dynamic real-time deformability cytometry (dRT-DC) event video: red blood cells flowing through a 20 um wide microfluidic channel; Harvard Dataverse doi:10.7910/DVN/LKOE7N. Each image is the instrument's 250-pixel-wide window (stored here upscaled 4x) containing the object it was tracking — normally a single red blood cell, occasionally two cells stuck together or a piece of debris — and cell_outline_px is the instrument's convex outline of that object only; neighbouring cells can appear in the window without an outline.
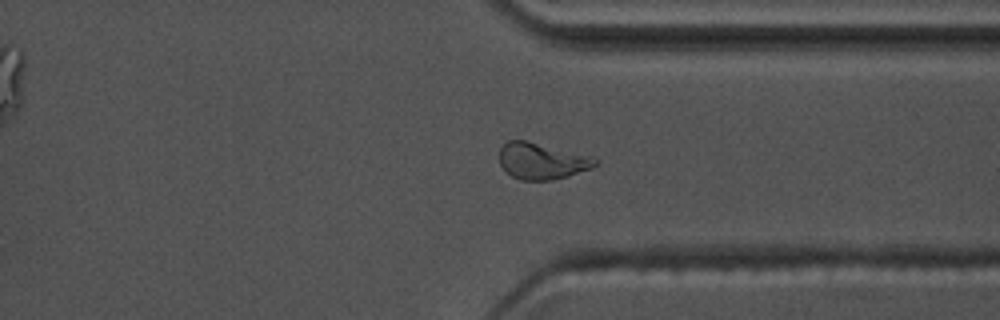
{"species": "common noctule bat (a hibernating species)", "species_latin": "Nyctalus noctula", "temperature_condition": "warm", "stored_images_in_passage": 43, "camera_frame_rate_fps": 3000, "um_per_image_px": 0.085, "animal": {"sex": "male", "body_mass_g": 17.5, "forearm_length_mm": 52.3}, "frame": {"image": 1, "passage_image": 29, "time_ms": 9.333, "image_size_px": [1000, 320], "cell_outline_px": [[600, 160], [592, 168], [552, 180], [520, 180], [512, 176], [500, 164], [500, 148], [508, 140], [524, 140], [592, 156]], "centroid_in_image_um": [46.06, 13.68], "position_along_channel_um": 365.3, "area_um2": 20.06}}
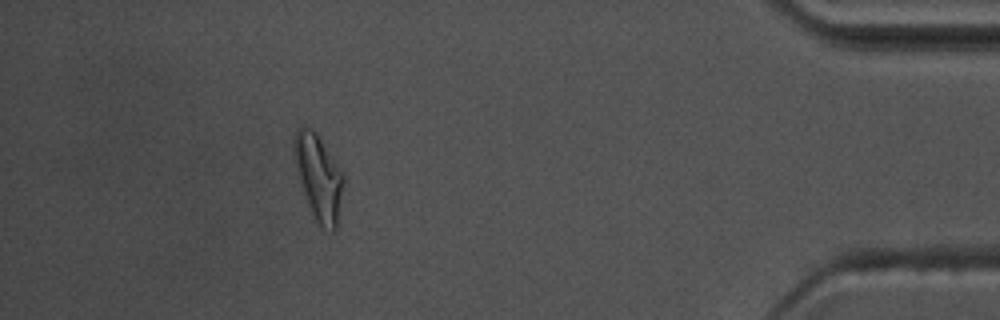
{"frame": {"image": 2, "passage_image": 37, "time_ms": 12.0, "image_size_px": [1000, 320], "cell_outline_px": [[344, 180], [336, 228], [332, 232], [320, 224], [312, 216], [304, 196], [296, 172], [292, 156], [292, 144], [296, 132], [300, 128], [312, 128], [316, 132], [344, 176]], "centroid_in_image_um": [27.03, 15.06], "position_along_channel_um": 408.2, "area_um2": 24.45}, "authors_computed_cell_mechanics": {"area_um2": 19.8254, "velocity_mm_per_s": 3.5597, "shape_relaxation_time_tau1_ms": 5.2595, "shape_relaxation_time_tau2_ms": 3.1179, "deformation_change_tau1": 0.1856, "deformation_change_tau2": 0.0955}}